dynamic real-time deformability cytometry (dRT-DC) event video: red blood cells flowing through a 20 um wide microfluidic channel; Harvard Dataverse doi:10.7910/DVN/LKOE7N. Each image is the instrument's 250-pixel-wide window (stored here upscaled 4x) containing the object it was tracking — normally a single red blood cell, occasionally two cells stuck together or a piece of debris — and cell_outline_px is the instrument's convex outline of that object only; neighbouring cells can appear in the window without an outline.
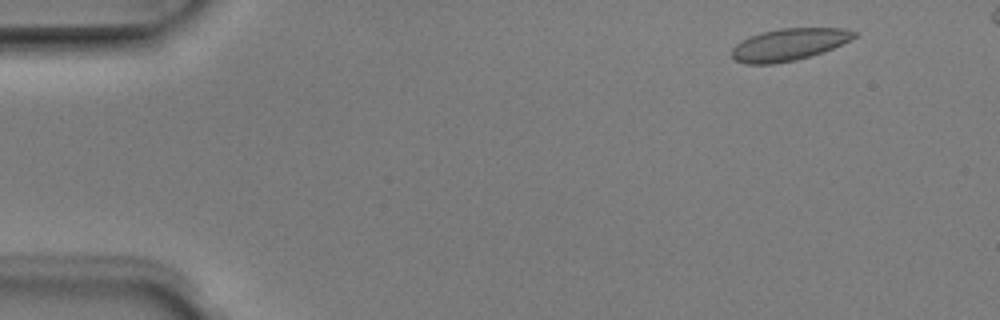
{"species": "Egyptian fruit bat (a non-hibernating species)", "species_latin": "Rousettus aegyptiacus", "temperature_condition": "room temperature", "stored_images_in_passage": 4, "camera_frame_rate_fps": 3000, "um_per_image_px": 0.085, "animal": {"sex": "male"}, "frame": {"image": 1, "passage_image": 1, "time_ms": 0.0, "image_size_px": [1000, 320], "cell_outline_px": [[856, 36], [824, 52], [796, 60], [772, 64], [748, 64], [736, 60], [732, 56], [732, 48], [740, 40], [760, 32], [780, 28], [844, 28], [856, 32]], "centroid_in_image_um": [67.02, 3.78], "position_along_channel_um": 18.0, "area_um2": 22.77}}